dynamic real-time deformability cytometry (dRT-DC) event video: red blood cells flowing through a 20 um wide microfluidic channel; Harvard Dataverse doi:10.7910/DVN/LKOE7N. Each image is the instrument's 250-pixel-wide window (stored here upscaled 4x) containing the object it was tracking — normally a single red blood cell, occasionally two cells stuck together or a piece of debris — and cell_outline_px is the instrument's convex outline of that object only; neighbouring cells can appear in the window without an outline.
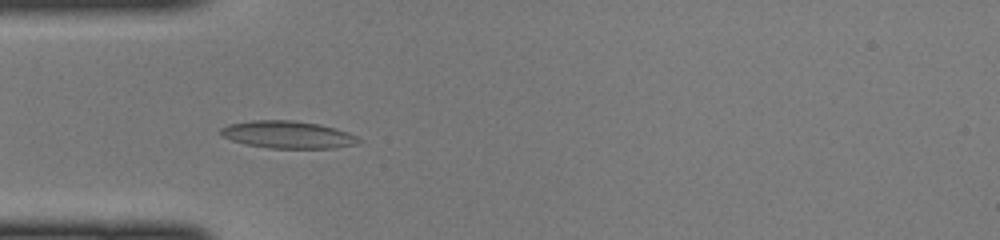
{"species": "common noctule bat (a hibernating species)", "species_latin": "Nyctalus noctula", "temperature_condition": "cold", "stored_images_in_passage": 46, "camera_frame_rate_fps": 3000, "um_per_image_px": 0.085, "animal": {"sex": "female", "body_mass_g": 22.0, "forearm_length_mm": 56.7}, "frame": {"image": 1, "passage_image": 13, "time_ms": 4.0, "image_size_px": [1000, 240], "cell_outline_px": [[360, 140], [356, 144], [336, 148], [268, 148], [244, 144], [220, 136], [220, 128], [228, 124], [252, 120], [292, 120], [320, 124], [348, 132], [356, 136]], "centroid_in_image_um": [24.42, 11.44], "position_along_channel_um": 60.6, "area_um2": 22.08}}
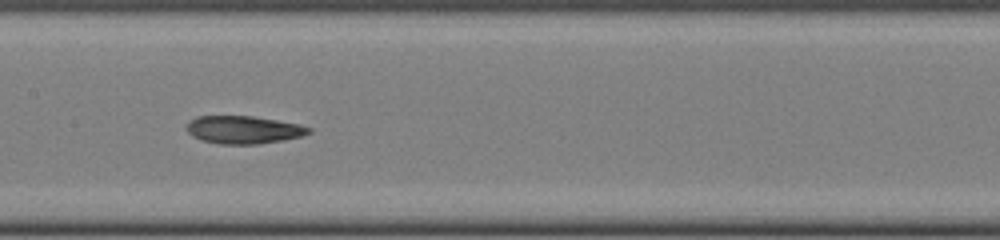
{"frame": {"image": 2, "passage_image": 22, "time_ms": 7.0, "image_size_px": [1000, 240], "cell_outline_px": [[312, 132], [300, 136], [280, 140], [256, 144], [220, 144], [200, 140], [192, 136], [188, 132], [188, 120], [196, 116], [252, 116], [300, 124], [312, 128]], "centroid_in_image_um": [20.68, 11.02], "position_along_channel_um": 186.7, "area_um2": 19.71}}
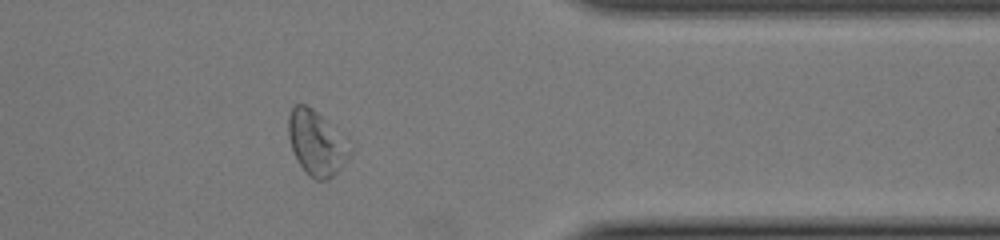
{"frame": {"image": 3, "passage_image": 37, "time_ms": 12.0, "image_size_px": [1000, 240], "cell_outline_px": [[352, 152], [340, 168], [328, 180], [316, 180], [308, 176], [300, 164], [292, 148], [288, 136], [288, 116], [292, 108], [296, 104], [304, 104], [312, 108], [352, 140]], "centroid_in_image_um": [26.96, 12.14], "position_along_channel_um": 384.4, "area_um2": 23.52}}